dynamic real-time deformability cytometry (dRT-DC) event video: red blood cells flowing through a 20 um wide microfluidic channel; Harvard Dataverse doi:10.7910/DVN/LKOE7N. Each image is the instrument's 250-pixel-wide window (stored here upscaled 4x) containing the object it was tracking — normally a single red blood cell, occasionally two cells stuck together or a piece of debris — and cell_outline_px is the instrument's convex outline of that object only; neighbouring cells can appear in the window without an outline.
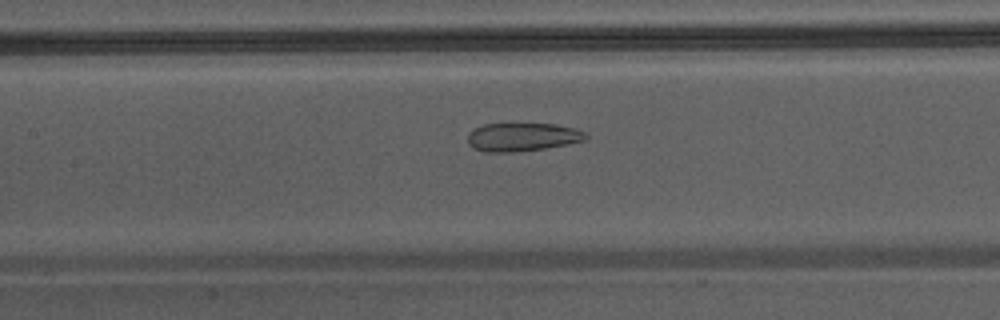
{"species": "Egyptian fruit bat (a non-hibernating species)", "species_latin": "Rousettus aegyptiacus", "temperature_condition": "warm", "stored_images_in_passage": 29, "camera_frame_rate_fps": 3000, "um_per_image_px": 0.085, "animal": {"sex": "male"}, "frame": {"image": 1, "passage_image": 13, "time_ms": 4.0, "image_size_px": [1000, 320], "cell_outline_px": [[588, 140], [568, 144], [544, 148], [512, 152], [488, 152], [472, 148], [468, 144], [468, 132], [484, 124], [556, 124], [588, 132]], "centroid_in_image_um": [44.42, 11.65], "position_along_channel_um": 163.0, "area_um2": 19.54}}
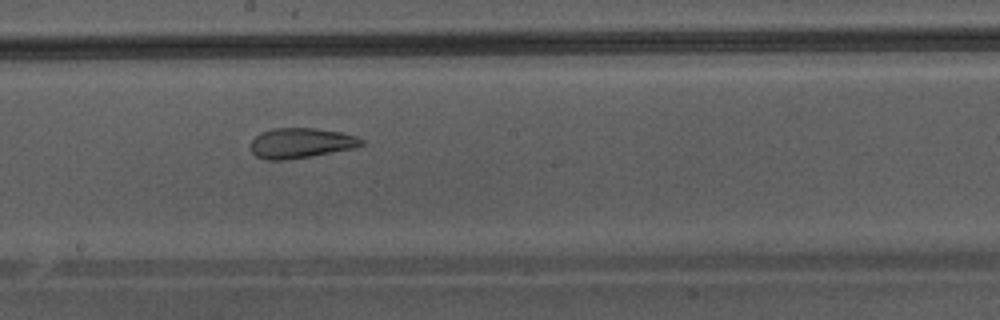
{"frame": {"image": 2, "passage_image": 17, "time_ms": 5.333, "image_size_px": [1000, 320], "cell_outline_px": [[364, 144], [352, 148], [312, 156], [288, 160], [264, 160], [256, 156], [252, 152], [252, 140], [260, 132], [272, 128], [316, 128], [340, 132], [356, 136], [364, 140]], "centroid_in_image_um": [25.56, 12.16], "position_along_channel_um": 222.6, "area_um2": 19.48}}